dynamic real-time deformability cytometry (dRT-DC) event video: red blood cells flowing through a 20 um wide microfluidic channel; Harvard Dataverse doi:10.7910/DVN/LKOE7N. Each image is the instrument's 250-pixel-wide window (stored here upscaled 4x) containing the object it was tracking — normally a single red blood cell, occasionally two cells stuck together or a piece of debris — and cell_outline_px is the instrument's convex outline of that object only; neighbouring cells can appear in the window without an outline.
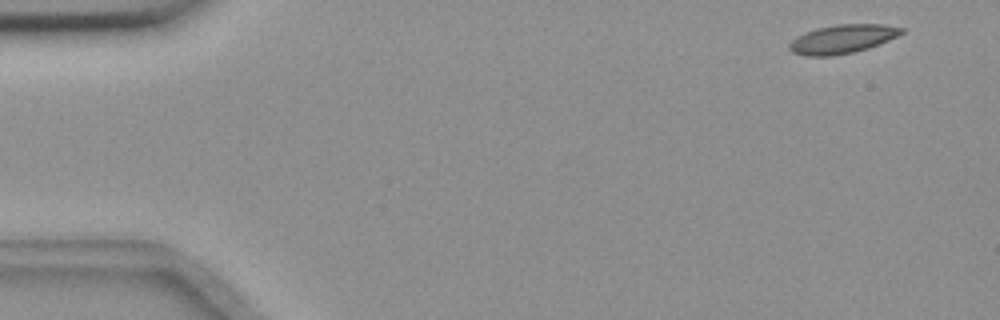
{"species": "common noctule bat (a hibernating species)", "species_latin": "Nyctalus noctula", "temperature_condition": "room temperature", "stored_images_in_passage": 3, "camera_frame_rate_fps": 3000, "um_per_image_px": 0.085, "animal": {"sex": "female", "body_mass_g": 18.4}, "frame": {"image": 1, "passage_image": 1, "time_ms": 0.0, "image_size_px": [1000, 320], "cell_outline_px": [[904, 32], [888, 40], [868, 48], [852, 52], [832, 56], [804, 56], [792, 52], [788, 48], [788, 44], [796, 36], [804, 32], [816, 28], [836, 24], [884, 24], [904, 28]], "centroid_in_image_um": [71.56, 3.31], "position_along_channel_um": 13.4, "area_um2": 18.84}}